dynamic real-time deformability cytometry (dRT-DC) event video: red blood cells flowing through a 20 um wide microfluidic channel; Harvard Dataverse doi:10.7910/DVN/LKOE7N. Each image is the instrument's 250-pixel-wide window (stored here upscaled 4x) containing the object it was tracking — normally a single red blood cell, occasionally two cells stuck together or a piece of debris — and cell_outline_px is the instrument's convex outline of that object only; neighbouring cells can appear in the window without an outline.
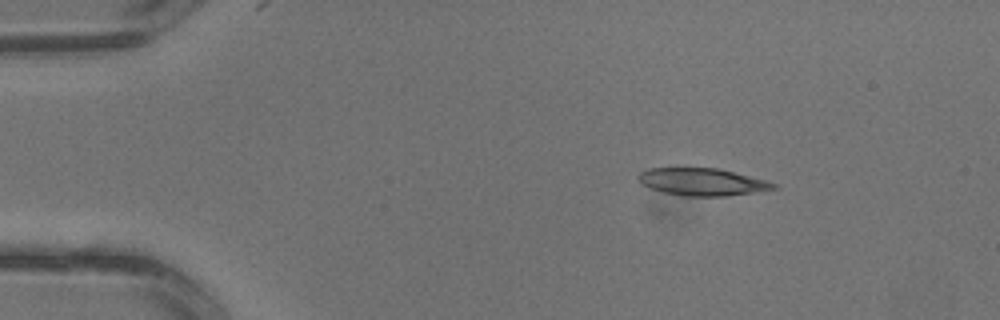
{"species": "common noctule bat (a hibernating species)", "species_latin": "Nyctalus noctula", "temperature_condition": "warm", "stored_images_in_passage": 2, "camera_frame_rate_fps": 3000, "um_per_image_px": 0.085, "animal": {"sex": "male", "body_mass_g": 13.3}, "frame": {"image": 1, "passage_image": 1, "time_ms": 0.0, "image_size_px": [1000, 320], "cell_outline_px": [[780, 188], [724, 196], [684, 196], [664, 192], [648, 188], [640, 184], [636, 176], [640, 172], [648, 168], [720, 168], [764, 180], [776, 184]], "centroid_in_image_um": [59.63, 15.45], "position_along_channel_um": 25.4, "area_um2": 21.56}}